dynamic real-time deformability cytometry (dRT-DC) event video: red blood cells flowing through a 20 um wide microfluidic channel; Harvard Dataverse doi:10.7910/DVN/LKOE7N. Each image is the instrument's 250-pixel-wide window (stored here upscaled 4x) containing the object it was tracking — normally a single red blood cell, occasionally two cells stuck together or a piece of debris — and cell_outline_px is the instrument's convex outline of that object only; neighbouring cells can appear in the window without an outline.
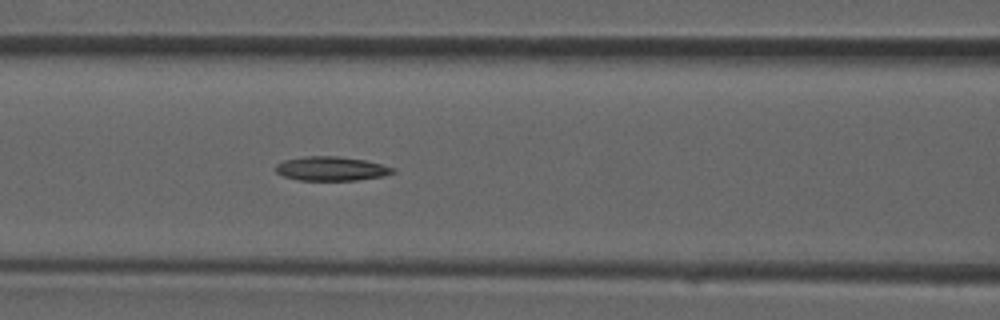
{"species": "common noctule bat (a hibernating species)", "species_latin": "Nyctalus noctula", "temperature_condition": "room temperature", "stored_images_in_passage": 37, "camera_frame_rate_fps": 3000, "um_per_image_px": 0.085, "animal": {"sex": "male", "forearm_length_mm": 52.5}, "frame": {"image": 1, "passage_image": 16, "time_ms": 5.0, "image_size_px": [1000, 320], "cell_outline_px": [[396, 172], [384, 176], [356, 180], [300, 180], [284, 176], [276, 172], [276, 164], [284, 160], [304, 156], [336, 156], [364, 160], [396, 168]], "centroid_in_image_um": [28.17, 14.33], "position_along_channel_um": 138.4, "area_um2": 16.42}}
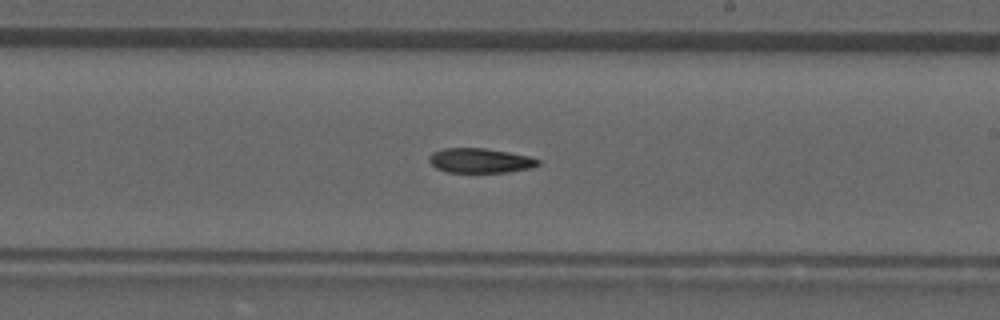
{"frame": {"image": 2, "passage_image": 22, "time_ms": 7.0, "image_size_px": [1000, 320], "cell_outline_px": [[540, 164], [532, 168], [508, 172], [448, 172], [436, 168], [428, 160], [428, 156], [432, 152], [444, 148], [484, 148], [508, 152], [528, 156], [540, 160]], "centroid_in_image_um": [40.8, 13.65], "position_along_channel_um": 248.2, "area_um2": 15.66}}